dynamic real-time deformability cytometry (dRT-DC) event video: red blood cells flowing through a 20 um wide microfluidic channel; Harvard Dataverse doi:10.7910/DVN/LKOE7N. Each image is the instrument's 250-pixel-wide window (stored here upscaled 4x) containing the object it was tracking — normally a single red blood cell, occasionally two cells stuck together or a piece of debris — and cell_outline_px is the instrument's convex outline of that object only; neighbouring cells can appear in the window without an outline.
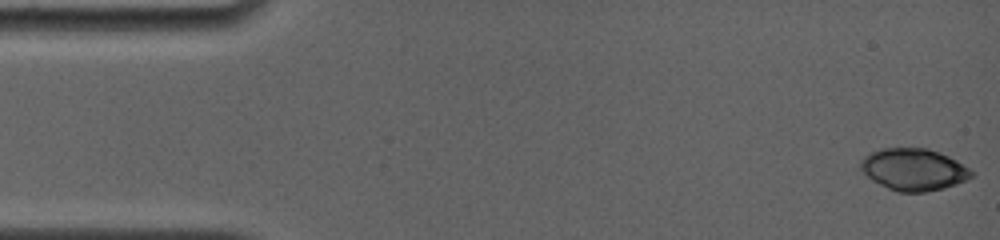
{"species": "common noctule bat (a hibernating species)", "species_latin": "Nyctalus noctula", "temperature_condition": "room temperature", "stored_images_in_passage": 15, "camera_frame_rate_fps": 4000, "um_per_image_px": 0.085, "animal": {"sex": "female", "body_mass_g": 19.0, "forearm_length_mm": 56.7}, "frame": {"image": 1, "passage_image": 1, "time_ms": 0.0, "image_size_px": [1000, 240], "cell_outline_px": [[976, 176], [968, 180], [944, 188], [924, 192], [896, 192], [872, 180], [860, 168], [860, 160], [868, 152], [884, 148], [928, 148], [948, 156], [956, 160], [968, 168]], "centroid_in_image_um": [77.66, 14.41], "position_along_channel_um": 7.3, "area_um2": 27.17}}
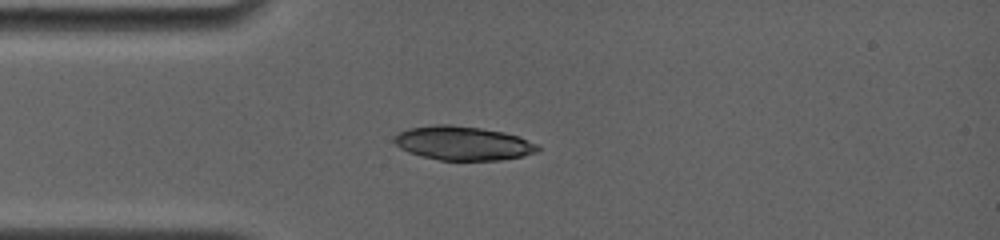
{"frame": {"image": 2, "passage_image": 13, "time_ms": 4.0, "image_size_px": [1000, 240], "cell_outline_px": [[540, 152], [524, 156], [500, 160], [440, 160], [408, 152], [400, 148], [392, 140], [400, 132], [408, 128], [436, 124], [448, 124], [480, 128], [504, 132], [520, 136], [536, 144], [540, 148]], "centroid_in_image_um": [39.39, 12.17], "position_along_channel_um": 45.6, "area_um2": 28.44}}